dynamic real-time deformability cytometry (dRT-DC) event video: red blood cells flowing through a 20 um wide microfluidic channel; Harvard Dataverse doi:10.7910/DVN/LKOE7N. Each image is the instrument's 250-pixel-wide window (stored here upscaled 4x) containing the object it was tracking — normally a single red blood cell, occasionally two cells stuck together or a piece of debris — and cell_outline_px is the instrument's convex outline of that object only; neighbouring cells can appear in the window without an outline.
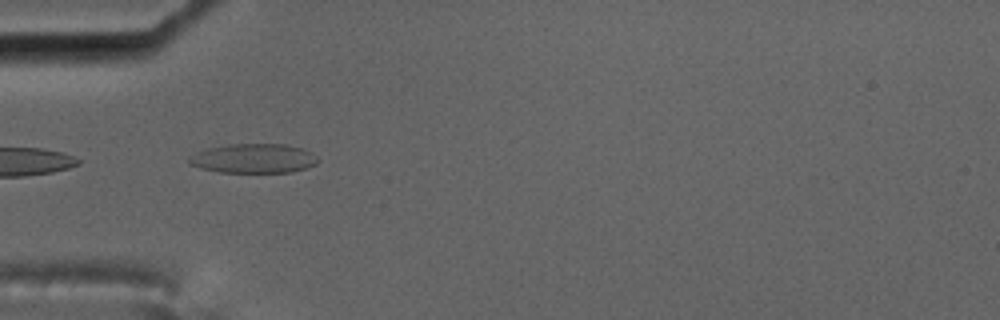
{"species": "common noctule bat (a hibernating species)", "species_latin": "Nyctalus noctula", "temperature_condition": "cold", "stored_images_in_passage": 3, "camera_frame_rate_fps": 3000, "um_per_image_px": 0.085, "animal": {"sex": "male", "body_mass_g": 17.5, "forearm_length_mm": 52.3}, "frame": {"image": 1, "passage_image": 1, "time_ms": 0.0, "image_size_px": [1000, 320], "cell_outline_px": [[320, 160], [316, 164], [292, 172], [220, 172], [200, 168], [188, 164], [188, 156], [196, 152], [208, 148], [228, 144], [288, 144], [304, 148], [312, 152]], "centroid_in_image_um": [21.56, 13.46], "position_along_channel_um": 63.4, "area_um2": 22.25}}